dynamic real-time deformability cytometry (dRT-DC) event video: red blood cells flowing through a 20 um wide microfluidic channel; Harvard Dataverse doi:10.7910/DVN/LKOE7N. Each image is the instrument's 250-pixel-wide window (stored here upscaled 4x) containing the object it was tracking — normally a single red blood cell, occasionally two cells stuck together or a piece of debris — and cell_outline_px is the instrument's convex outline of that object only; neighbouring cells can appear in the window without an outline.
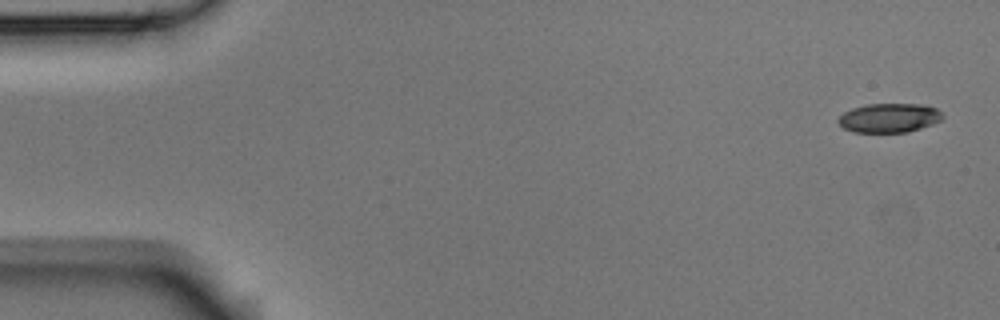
{"species": "Egyptian fruit bat (a non-hibernating species)", "species_latin": "Rousettus aegyptiacus", "temperature_condition": "room temperature", "stored_images_in_passage": 5, "camera_frame_rate_fps": 3000, "um_per_image_px": 0.085, "animal": {"sex": "male"}, "frame": {"image": 1, "passage_image": 1, "time_ms": 0.0, "image_size_px": [1000, 320], "cell_outline_px": [[944, 116], [940, 120], [932, 124], [908, 132], [852, 132], [844, 128], [836, 120], [844, 112], [852, 108], [868, 104], [920, 104], [936, 108]], "centroid_in_image_um": [75.56, 10.02], "position_along_channel_um": 9.4, "area_um2": 17.63}}
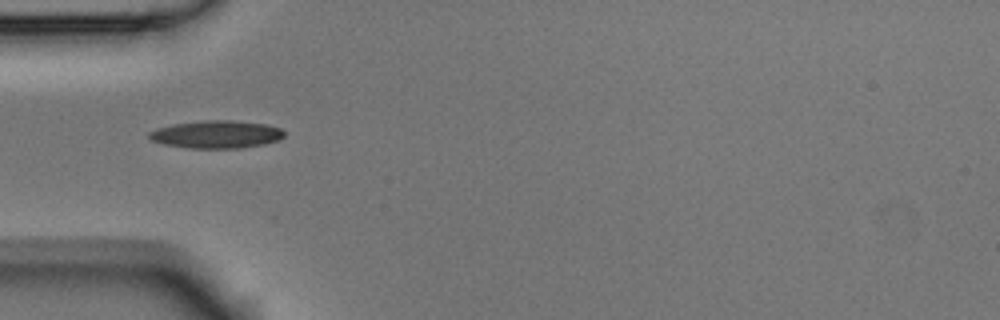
{"frame": {"image": 2, "passage_image": 5, "time_ms": 1.333, "image_size_px": [1000, 320], "cell_outline_px": [[284, 136], [280, 140], [264, 144], [240, 148], [188, 148], [164, 144], [152, 140], [148, 136], [148, 132], [156, 128], [176, 124], [204, 120], [232, 120], [264, 124], [280, 128], [284, 132]], "centroid_in_image_um": [18.4, 11.42], "position_along_channel_um": 66.6, "area_um2": 21.73}}